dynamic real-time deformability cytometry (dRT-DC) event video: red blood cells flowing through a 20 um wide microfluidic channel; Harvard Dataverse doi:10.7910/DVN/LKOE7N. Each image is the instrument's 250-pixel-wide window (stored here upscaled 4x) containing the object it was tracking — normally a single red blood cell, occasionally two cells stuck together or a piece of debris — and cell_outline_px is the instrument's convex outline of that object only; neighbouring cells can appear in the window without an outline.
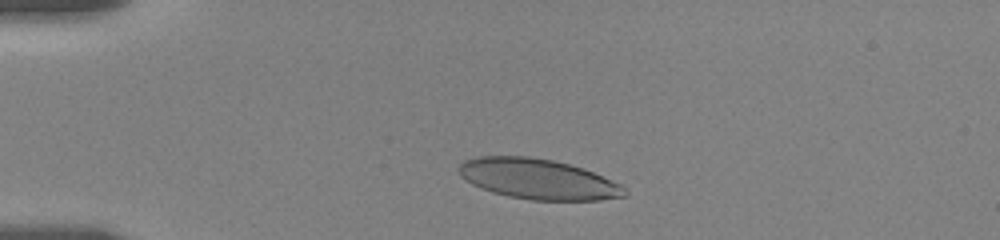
{"species": "human", "species_latin": "Homo sapiens", "temperature_condition": "room temperature", "stored_images_in_passage": 26, "camera_frame_rate_fps": 3000, "um_per_image_px": 0.085, "donor": {"sex": "female"}, "frame": {"image": 1, "passage_image": 3, "time_ms": 1.667, "image_size_px": [1000, 240], "cell_outline_px": [[628, 196], [600, 200], [532, 200], [508, 196], [492, 192], [472, 184], [460, 176], [456, 168], [464, 160], [476, 156], [528, 156], [552, 160], [584, 168], [620, 184], [628, 192]], "centroid_in_image_um": [45.71, 15.22], "position_along_channel_um": 39.3, "area_um2": 39.07}}
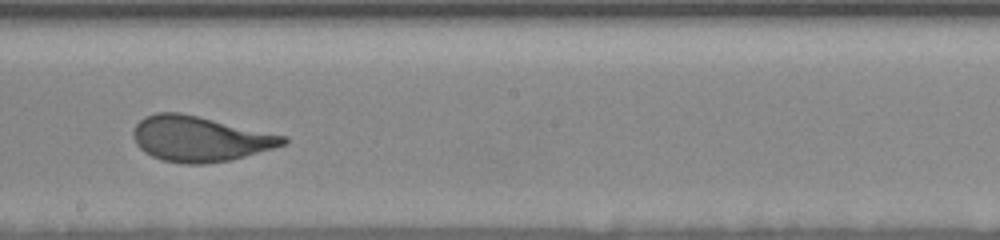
{"frame": {"image": 2, "passage_image": 16, "time_ms": 8.333, "image_size_px": [1000, 240], "cell_outline_px": [[288, 144], [244, 156], [228, 160], [204, 164], [188, 164], [160, 160], [144, 152], [136, 144], [132, 136], [132, 132], [136, 124], [144, 116], [156, 112], [180, 112], [284, 136], [288, 140]], "centroid_in_image_um": [16.92, 11.8], "position_along_channel_um": 231.3, "area_um2": 39.3}}
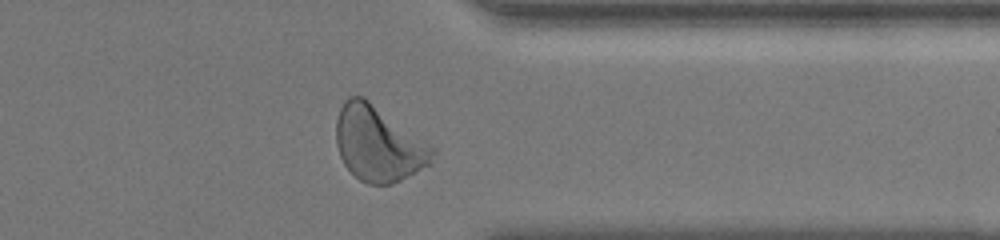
{"frame": {"image": 3, "passage_image": 25, "time_ms": 12.667, "image_size_px": [1000, 240], "cell_outline_px": [[436, 152], [432, 164], [400, 180], [388, 184], [368, 184], [360, 180], [344, 164], [340, 156], [336, 144], [336, 120], [340, 108], [344, 100], [348, 96], [364, 96], [436, 148]], "centroid_in_image_um": [32.18, 12.2], "position_along_channel_um": 379.2, "area_um2": 42.37}, "authors_computed_cell_mechanics": {"area_um2": 39.2751, "velocity_mm_per_s": 3.4787, "shape_relaxation_time_tau1_ms": 3.6365, "shape_relaxation_time_tau2_ms": null, "deformation_change_tau1": 0.1707, "deformation_change_tau2": null}}